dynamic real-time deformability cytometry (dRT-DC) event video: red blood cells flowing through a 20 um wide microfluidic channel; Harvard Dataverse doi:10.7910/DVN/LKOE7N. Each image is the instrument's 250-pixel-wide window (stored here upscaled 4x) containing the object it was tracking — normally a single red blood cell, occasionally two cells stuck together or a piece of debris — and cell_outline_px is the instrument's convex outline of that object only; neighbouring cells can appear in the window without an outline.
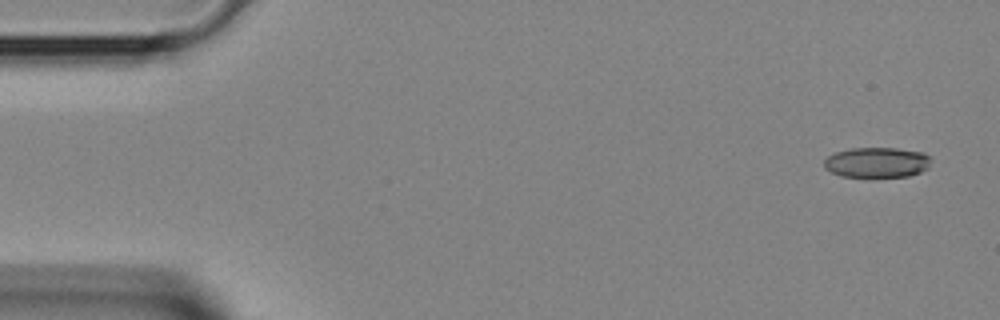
{"species": "Egyptian fruit bat (a non-hibernating species)", "species_latin": "Rousettus aegyptiacus", "temperature_condition": "room temperature", "stored_images_in_passage": 4, "camera_frame_rate_fps": 3000, "um_per_image_px": 0.085, "animal": {"sex": "female"}, "frame": {"image": 1, "passage_image": 1, "time_ms": 0.0, "image_size_px": [1000, 320], "cell_outline_px": [[932, 160], [928, 168], [920, 172], [908, 176], [840, 176], [824, 168], [824, 160], [828, 156], [836, 152], [852, 148], [896, 148], [924, 152]], "centroid_in_image_um": [74.55, 13.79], "position_along_channel_um": 10.4, "area_um2": 18.79}}
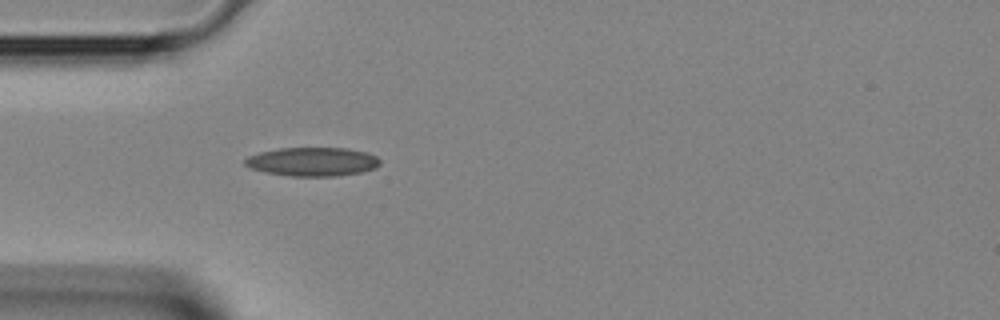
{"frame": {"image": 2, "passage_image": 4, "time_ms": 1.0, "image_size_px": [1000, 320], "cell_outline_px": [[380, 164], [376, 168], [360, 172], [336, 176], [292, 176], [264, 172], [252, 168], [244, 164], [244, 160], [248, 156], [260, 152], [280, 148], [348, 148], [364, 152], [376, 156], [380, 160]], "centroid_in_image_um": [26.56, 13.74], "position_along_channel_um": 58.4, "area_um2": 22.54}}